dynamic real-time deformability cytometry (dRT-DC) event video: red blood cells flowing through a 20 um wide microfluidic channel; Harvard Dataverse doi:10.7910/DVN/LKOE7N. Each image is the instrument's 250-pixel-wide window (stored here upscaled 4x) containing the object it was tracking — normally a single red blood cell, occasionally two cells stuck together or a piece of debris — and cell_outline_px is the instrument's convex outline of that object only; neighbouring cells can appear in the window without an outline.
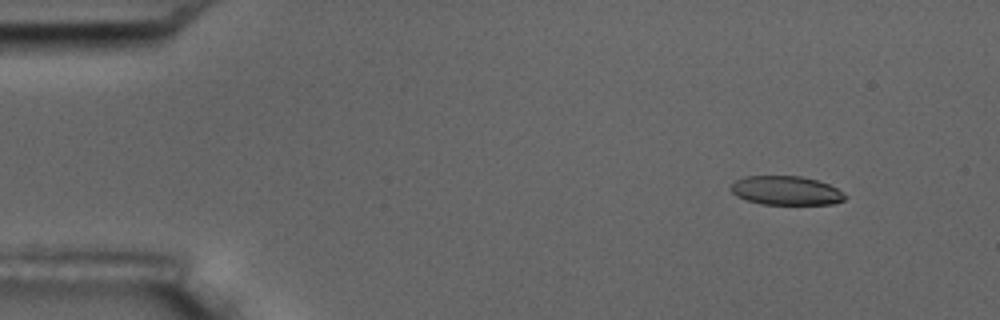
{"species": "common noctule bat (a hibernating species)", "species_latin": "Nyctalus noctula", "temperature_condition": "room temperature", "stored_images_in_passage": 5, "camera_frame_rate_fps": 3000, "um_per_image_px": 0.085, "animal": {"sex": "male", "body_mass_g": 17.5, "forearm_length_mm": 52.3}, "frame": {"image": 1, "passage_image": 2, "time_ms": 1.333, "image_size_px": [1000, 320], "cell_outline_px": [[848, 196], [844, 200], [836, 204], [760, 204], [736, 196], [728, 188], [736, 180], [744, 176], [800, 176], [816, 180], [828, 184], [836, 188]], "centroid_in_image_um": [66.81, 16.2], "position_along_channel_um": 18.2, "area_um2": 19.31}}
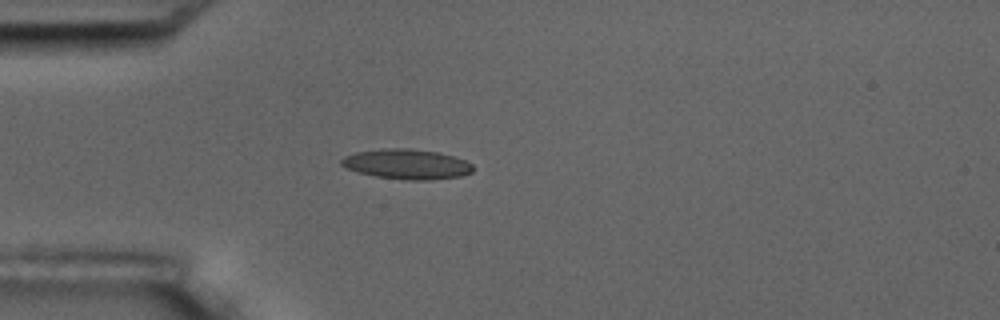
{"frame": {"image": 2, "passage_image": 5, "time_ms": 4.667, "image_size_px": [1000, 320], "cell_outline_px": [[472, 172], [460, 176], [428, 180], [404, 180], [376, 176], [360, 172], [348, 168], [340, 164], [340, 160], [344, 156], [356, 152], [384, 148], [408, 148], [436, 152], [452, 156], [464, 160], [472, 164]], "centroid_in_image_um": [34.56, 13.95], "position_along_channel_um": 50.4, "area_um2": 22.77}}